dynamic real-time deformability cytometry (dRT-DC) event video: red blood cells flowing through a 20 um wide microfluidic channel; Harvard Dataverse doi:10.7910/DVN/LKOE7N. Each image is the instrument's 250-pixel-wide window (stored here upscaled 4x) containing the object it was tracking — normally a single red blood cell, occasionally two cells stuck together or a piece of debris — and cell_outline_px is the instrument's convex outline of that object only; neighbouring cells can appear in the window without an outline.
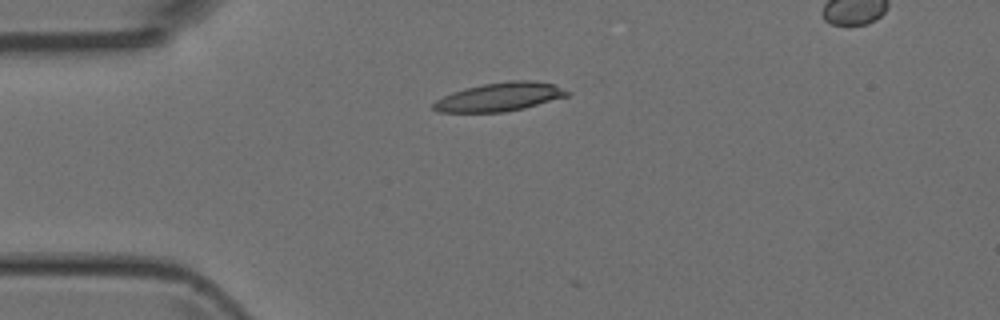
{"species": "Egyptian fruit bat (a non-hibernating species)", "species_latin": "Rousettus aegyptiacus", "temperature_condition": "room temperature", "stored_images_in_passage": 4, "segment_of_instrument_passage": [1, 2], "camera_frame_rate_fps": 3000, "um_per_image_px": 0.085, "animal": {"sex": "female"}, "frame": {"image": 1, "passage_image": 3, "time_ms": 2.333, "image_size_px": [1000, 320], "cell_outline_px": [[572, 92], [568, 96], [524, 108], [504, 112], [440, 112], [432, 108], [432, 104], [436, 100], [452, 92], [464, 88], [484, 84], [508, 80], [532, 80], [552, 84]], "centroid_in_image_um": [42.48, 8.23], "position_along_channel_um": 42.5, "area_um2": 22.25}}